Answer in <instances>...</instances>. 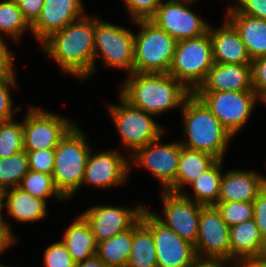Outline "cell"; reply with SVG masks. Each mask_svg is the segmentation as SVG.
<instances>
[{"mask_svg": "<svg viewBox=\"0 0 266 267\" xmlns=\"http://www.w3.org/2000/svg\"><path fill=\"white\" fill-rule=\"evenodd\" d=\"M28 155L29 169L52 175L54 167V149H42L26 151Z\"/></svg>", "mask_w": 266, "mask_h": 267, "instance_id": "obj_36", "label": "cell"}, {"mask_svg": "<svg viewBox=\"0 0 266 267\" xmlns=\"http://www.w3.org/2000/svg\"><path fill=\"white\" fill-rule=\"evenodd\" d=\"M24 150L23 121L13 119L0 122V158H8Z\"/></svg>", "mask_w": 266, "mask_h": 267, "instance_id": "obj_33", "label": "cell"}, {"mask_svg": "<svg viewBox=\"0 0 266 267\" xmlns=\"http://www.w3.org/2000/svg\"><path fill=\"white\" fill-rule=\"evenodd\" d=\"M144 209L142 204H138L134 209L99 205L86 210L82 215L99 243L130 229L140 219Z\"/></svg>", "mask_w": 266, "mask_h": 267, "instance_id": "obj_16", "label": "cell"}, {"mask_svg": "<svg viewBox=\"0 0 266 267\" xmlns=\"http://www.w3.org/2000/svg\"><path fill=\"white\" fill-rule=\"evenodd\" d=\"M190 0H168L159 3L150 19L177 42L200 37L208 32L209 25L188 8Z\"/></svg>", "mask_w": 266, "mask_h": 267, "instance_id": "obj_12", "label": "cell"}, {"mask_svg": "<svg viewBox=\"0 0 266 267\" xmlns=\"http://www.w3.org/2000/svg\"><path fill=\"white\" fill-rule=\"evenodd\" d=\"M75 267H108L104 262H102L96 255L90 259L83 262H78Z\"/></svg>", "mask_w": 266, "mask_h": 267, "instance_id": "obj_46", "label": "cell"}, {"mask_svg": "<svg viewBox=\"0 0 266 267\" xmlns=\"http://www.w3.org/2000/svg\"><path fill=\"white\" fill-rule=\"evenodd\" d=\"M238 263V264H237ZM235 267H266V261L264 259L254 260H241L236 262Z\"/></svg>", "mask_w": 266, "mask_h": 267, "instance_id": "obj_47", "label": "cell"}, {"mask_svg": "<svg viewBox=\"0 0 266 267\" xmlns=\"http://www.w3.org/2000/svg\"><path fill=\"white\" fill-rule=\"evenodd\" d=\"M233 6L238 12L266 20V0H237Z\"/></svg>", "mask_w": 266, "mask_h": 267, "instance_id": "obj_40", "label": "cell"}, {"mask_svg": "<svg viewBox=\"0 0 266 267\" xmlns=\"http://www.w3.org/2000/svg\"><path fill=\"white\" fill-rule=\"evenodd\" d=\"M13 52L7 49L2 37H0V78L14 77Z\"/></svg>", "mask_w": 266, "mask_h": 267, "instance_id": "obj_43", "label": "cell"}, {"mask_svg": "<svg viewBox=\"0 0 266 267\" xmlns=\"http://www.w3.org/2000/svg\"><path fill=\"white\" fill-rule=\"evenodd\" d=\"M194 247L197 257L230 261V227L214 206L201 209Z\"/></svg>", "mask_w": 266, "mask_h": 267, "instance_id": "obj_13", "label": "cell"}, {"mask_svg": "<svg viewBox=\"0 0 266 267\" xmlns=\"http://www.w3.org/2000/svg\"><path fill=\"white\" fill-rule=\"evenodd\" d=\"M81 0H45L38 19L31 25V31L39 42L83 16Z\"/></svg>", "mask_w": 266, "mask_h": 267, "instance_id": "obj_18", "label": "cell"}, {"mask_svg": "<svg viewBox=\"0 0 266 267\" xmlns=\"http://www.w3.org/2000/svg\"><path fill=\"white\" fill-rule=\"evenodd\" d=\"M223 160H217L209 169L200 174L190 185L194 190V202L203 206H214L218 203L220 183L222 179L221 164Z\"/></svg>", "mask_w": 266, "mask_h": 267, "instance_id": "obj_29", "label": "cell"}, {"mask_svg": "<svg viewBox=\"0 0 266 267\" xmlns=\"http://www.w3.org/2000/svg\"><path fill=\"white\" fill-rule=\"evenodd\" d=\"M75 264L62 241L52 244L45 250V267H75Z\"/></svg>", "mask_w": 266, "mask_h": 267, "instance_id": "obj_35", "label": "cell"}, {"mask_svg": "<svg viewBox=\"0 0 266 267\" xmlns=\"http://www.w3.org/2000/svg\"><path fill=\"white\" fill-rule=\"evenodd\" d=\"M253 214L261 236L266 242V186L253 201Z\"/></svg>", "mask_w": 266, "mask_h": 267, "instance_id": "obj_39", "label": "cell"}, {"mask_svg": "<svg viewBox=\"0 0 266 267\" xmlns=\"http://www.w3.org/2000/svg\"><path fill=\"white\" fill-rule=\"evenodd\" d=\"M130 162L116 150L101 151L88 157L83 183L96 187L117 186L126 181Z\"/></svg>", "mask_w": 266, "mask_h": 267, "instance_id": "obj_17", "label": "cell"}, {"mask_svg": "<svg viewBox=\"0 0 266 267\" xmlns=\"http://www.w3.org/2000/svg\"><path fill=\"white\" fill-rule=\"evenodd\" d=\"M252 87L256 94L266 88V56L253 59L251 62Z\"/></svg>", "mask_w": 266, "mask_h": 267, "instance_id": "obj_41", "label": "cell"}, {"mask_svg": "<svg viewBox=\"0 0 266 267\" xmlns=\"http://www.w3.org/2000/svg\"><path fill=\"white\" fill-rule=\"evenodd\" d=\"M212 43L209 31L196 38L177 42L169 75L194 92L213 66Z\"/></svg>", "mask_w": 266, "mask_h": 267, "instance_id": "obj_6", "label": "cell"}, {"mask_svg": "<svg viewBox=\"0 0 266 267\" xmlns=\"http://www.w3.org/2000/svg\"><path fill=\"white\" fill-rule=\"evenodd\" d=\"M233 136L249 119L257 101L255 91L193 92Z\"/></svg>", "mask_w": 266, "mask_h": 267, "instance_id": "obj_10", "label": "cell"}, {"mask_svg": "<svg viewBox=\"0 0 266 267\" xmlns=\"http://www.w3.org/2000/svg\"><path fill=\"white\" fill-rule=\"evenodd\" d=\"M45 0H16L25 19L32 25L39 17Z\"/></svg>", "mask_w": 266, "mask_h": 267, "instance_id": "obj_42", "label": "cell"}, {"mask_svg": "<svg viewBox=\"0 0 266 267\" xmlns=\"http://www.w3.org/2000/svg\"><path fill=\"white\" fill-rule=\"evenodd\" d=\"M226 19L240 34L251 60L266 56V20L251 17L229 7Z\"/></svg>", "mask_w": 266, "mask_h": 267, "instance_id": "obj_23", "label": "cell"}, {"mask_svg": "<svg viewBox=\"0 0 266 267\" xmlns=\"http://www.w3.org/2000/svg\"><path fill=\"white\" fill-rule=\"evenodd\" d=\"M208 31L211 37L214 63L251 64L252 60L240 34L227 19L223 27L212 30L209 26Z\"/></svg>", "mask_w": 266, "mask_h": 267, "instance_id": "obj_20", "label": "cell"}, {"mask_svg": "<svg viewBox=\"0 0 266 267\" xmlns=\"http://www.w3.org/2000/svg\"><path fill=\"white\" fill-rule=\"evenodd\" d=\"M254 91L251 64L214 63L194 92Z\"/></svg>", "mask_w": 266, "mask_h": 267, "instance_id": "obj_19", "label": "cell"}, {"mask_svg": "<svg viewBox=\"0 0 266 267\" xmlns=\"http://www.w3.org/2000/svg\"><path fill=\"white\" fill-rule=\"evenodd\" d=\"M226 262V263H225ZM229 261L218 258L197 257L190 267H224Z\"/></svg>", "mask_w": 266, "mask_h": 267, "instance_id": "obj_44", "label": "cell"}, {"mask_svg": "<svg viewBox=\"0 0 266 267\" xmlns=\"http://www.w3.org/2000/svg\"><path fill=\"white\" fill-rule=\"evenodd\" d=\"M74 125L75 122H69L58 114L30 107L23 120L24 150L55 149Z\"/></svg>", "mask_w": 266, "mask_h": 267, "instance_id": "obj_11", "label": "cell"}, {"mask_svg": "<svg viewBox=\"0 0 266 267\" xmlns=\"http://www.w3.org/2000/svg\"><path fill=\"white\" fill-rule=\"evenodd\" d=\"M29 170L28 155L25 150L8 158H0V184L6 189L17 187Z\"/></svg>", "mask_w": 266, "mask_h": 267, "instance_id": "obj_31", "label": "cell"}, {"mask_svg": "<svg viewBox=\"0 0 266 267\" xmlns=\"http://www.w3.org/2000/svg\"><path fill=\"white\" fill-rule=\"evenodd\" d=\"M15 83V77L0 78V122L13 119V114L20 110L12 106L9 92V87L16 86Z\"/></svg>", "mask_w": 266, "mask_h": 267, "instance_id": "obj_37", "label": "cell"}, {"mask_svg": "<svg viewBox=\"0 0 266 267\" xmlns=\"http://www.w3.org/2000/svg\"><path fill=\"white\" fill-rule=\"evenodd\" d=\"M214 207L229 227L254 219L253 202H218Z\"/></svg>", "mask_w": 266, "mask_h": 267, "instance_id": "obj_34", "label": "cell"}, {"mask_svg": "<svg viewBox=\"0 0 266 267\" xmlns=\"http://www.w3.org/2000/svg\"><path fill=\"white\" fill-rule=\"evenodd\" d=\"M77 217L65 231L62 240L75 263L95 256L98 245L88 221L82 214Z\"/></svg>", "mask_w": 266, "mask_h": 267, "instance_id": "obj_24", "label": "cell"}, {"mask_svg": "<svg viewBox=\"0 0 266 267\" xmlns=\"http://www.w3.org/2000/svg\"><path fill=\"white\" fill-rule=\"evenodd\" d=\"M94 35L95 18L84 15L50 35L42 47L63 72L84 80L94 73Z\"/></svg>", "mask_w": 266, "mask_h": 267, "instance_id": "obj_1", "label": "cell"}, {"mask_svg": "<svg viewBox=\"0 0 266 267\" xmlns=\"http://www.w3.org/2000/svg\"><path fill=\"white\" fill-rule=\"evenodd\" d=\"M266 186V177L255 171L231 170L222 175L218 202H253Z\"/></svg>", "mask_w": 266, "mask_h": 267, "instance_id": "obj_21", "label": "cell"}, {"mask_svg": "<svg viewBox=\"0 0 266 267\" xmlns=\"http://www.w3.org/2000/svg\"><path fill=\"white\" fill-rule=\"evenodd\" d=\"M161 0H124L133 15V21L150 20L156 13Z\"/></svg>", "mask_w": 266, "mask_h": 267, "instance_id": "obj_38", "label": "cell"}, {"mask_svg": "<svg viewBox=\"0 0 266 267\" xmlns=\"http://www.w3.org/2000/svg\"><path fill=\"white\" fill-rule=\"evenodd\" d=\"M25 29H32L25 19L16 0H3L0 2V37L1 33L19 40Z\"/></svg>", "mask_w": 266, "mask_h": 267, "instance_id": "obj_30", "label": "cell"}, {"mask_svg": "<svg viewBox=\"0 0 266 267\" xmlns=\"http://www.w3.org/2000/svg\"><path fill=\"white\" fill-rule=\"evenodd\" d=\"M134 22L141 27L134 34V72L168 73L177 41L151 20Z\"/></svg>", "mask_w": 266, "mask_h": 267, "instance_id": "obj_5", "label": "cell"}, {"mask_svg": "<svg viewBox=\"0 0 266 267\" xmlns=\"http://www.w3.org/2000/svg\"><path fill=\"white\" fill-rule=\"evenodd\" d=\"M160 137L139 148L133 155L138 165L147 168L167 190L176 180L181 143H160Z\"/></svg>", "mask_w": 266, "mask_h": 267, "instance_id": "obj_15", "label": "cell"}, {"mask_svg": "<svg viewBox=\"0 0 266 267\" xmlns=\"http://www.w3.org/2000/svg\"><path fill=\"white\" fill-rule=\"evenodd\" d=\"M121 105H111L110 113L119 131L122 143L133 155L139 148L162 136L164 130L150 113L131 106L120 96Z\"/></svg>", "mask_w": 266, "mask_h": 267, "instance_id": "obj_7", "label": "cell"}, {"mask_svg": "<svg viewBox=\"0 0 266 267\" xmlns=\"http://www.w3.org/2000/svg\"><path fill=\"white\" fill-rule=\"evenodd\" d=\"M94 72L97 56L104 64L134 73V33L127 28L103 22L95 18Z\"/></svg>", "mask_w": 266, "mask_h": 267, "instance_id": "obj_8", "label": "cell"}, {"mask_svg": "<svg viewBox=\"0 0 266 267\" xmlns=\"http://www.w3.org/2000/svg\"><path fill=\"white\" fill-rule=\"evenodd\" d=\"M133 244V226L110 239L100 241L96 256L108 267H126Z\"/></svg>", "mask_w": 266, "mask_h": 267, "instance_id": "obj_27", "label": "cell"}, {"mask_svg": "<svg viewBox=\"0 0 266 267\" xmlns=\"http://www.w3.org/2000/svg\"><path fill=\"white\" fill-rule=\"evenodd\" d=\"M141 222L152 232L157 267H190L195 261L194 245L161 223L149 210H143Z\"/></svg>", "mask_w": 266, "mask_h": 267, "instance_id": "obj_9", "label": "cell"}, {"mask_svg": "<svg viewBox=\"0 0 266 267\" xmlns=\"http://www.w3.org/2000/svg\"><path fill=\"white\" fill-rule=\"evenodd\" d=\"M256 99L262 100L264 103H266V88L261 89V90L256 94Z\"/></svg>", "mask_w": 266, "mask_h": 267, "instance_id": "obj_49", "label": "cell"}, {"mask_svg": "<svg viewBox=\"0 0 266 267\" xmlns=\"http://www.w3.org/2000/svg\"><path fill=\"white\" fill-rule=\"evenodd\" d=\"M265 257L266 242L254 219L230 227V261L235 263Z\"/></svg>", "mask_w": 266, "mask_h": 267, "instance_id": "obj_22", "label": "cell"}, {"mask_svg": "<svg viewBox=\"0 0 266 267\" xmlns=\"http://www.w3.org/2000/svg\"><path fill=\"white\" fill-rule=\"evenodd\" d=\"M217 160L209 153L192 150L181 145L176 180L167 190L183 193V186L194 182L200 174L209 169Z\"/></svg>", "mask_w": 266, "mask_h": 267, "instance_id": "obj_25", "label": "cell"}, {"mask_svg": "<svg viewBox=\"0 0 266 267\" xmlns=\"http://www.w3.org/2000/svg\"><path fill=\"white\" fill-rule=\"evenodd\" d=\"M163 207L165 221L158 214L154 213V215L182 239L195 245L198 236L199 217L204 206L190 200V197L184 193L165 190L163 192Z\"/></svg>", "mask_w": 266, "mask_h": 267, "instance_id": "obj_14", "label": "cell"}, {"mask_svg": "<svg viewBox=\"0 0 266 267\" xmlns=\"http://www.w3.org/2000/svg\"><path fill=\"white\" fill-rule=\"evenodd\" d=\"M181 110L185 142L183 147L203 151L223 160L228 142L233 137L211 112L206 104L191 93L184 101Z\"/></svg>", "mask_w": 266, "mask_h": 267, "instance_id": "obj_3", "label": "cell"}, {"mask_svg": "<svg viewBox=\"0 0 266 267\" xmlns=\"http://www.w3.org/2000/svg\"><path fill=\"white\" fill-rule=\"evenodd\" d=\"M126 267H157L152 232L141 222V217L133 225V244Z\"/></svg>", "mask_w": 266, "mask_h": 267, "instance_id": "obj_28", "label": "cell"}, {"mask_svg": "<svg viewBox=\"0 0 266 267\" xmlns=\"http://www.w3.org/2000/svg\"><path fill=\"white\" fill-rule=\"evenodd\" d=\"M53 181L57 190L67 199L82 185L90 147L84 132L74 125L54 149Z\"/></svg>", "mask_w": 266, "mask_h": 267, "instance_id": "obj_4", "label": "cell"}, {"mask_svg": "<svg viewBox=\"0 0 266 267\" xmlns=\"http://www.w3.org/2000/svg\"><path fill=\"white\" fill-rule=\"evenodd\" d=\"M130 76L125 80L120 96L131 106L152 115L182 107L192 93L168 73L134 72Z\"/></svg>", "mask_w": 266, "mask_h": 267, "instance_id": "obj_2", "label": "cell"}, {"mask_svg": "<svg viewBox=\"0 0 266 267\" xmlns=\"http://www.w3.org/2000/svg\"><path fill=\"white\" fill-rule=\"evenodd\" d=\"M5 205L10 216L21 222H35L46 216V202L27 193L19 186L6 190Z\"/></svg>", "mask_w": 266, "mask_h": 267, "instance_id": "obj_26", "label": "cell"}, {"mask_svg": "<svg viewBox=\"0 0 266 267\" xmlns=\"http://www.w3.org/2000/svg\"><path fill=\"white\" fill-rule=\"evenodd\" d=\"M19 187L32 196L44 200L55 195L58 200H65L55 187L53 177L50 174L29 170L23 177Z\"/></svg>", "mask_w": 266, "mask_h": 267, "instance_id": "obj_32", "label": "cell"}, {"mask_svg": "<svg viewBox=\"0 0 266 267\" xmlns=\"http://www.w3.org/2000/svg\"><path fill=\"white\" fill-rule=\"evenodd\" d=\"M10 227H0V254L16 241Z\"/></svg>", "mask_w": 266, "mask_h": 267, "instance_id": "obj_45", "label": "cell"}, {"mask_svg": "<svg viewBox=\"0 0 266 267\" xmlns=\"http://www.w3.org/2000/svg\"><path fill=\"white\" fill-rule=\"evenodd\" d=\"M4 205H0V227H10L6 221L3 220V216L1 214V209H3Z\"/></svg>", "mask_w": 266, "mask_h": 267, "instance_id": "obj_50", "label": "cell"}, {"mask_svg": "<svg viewBox=\"0 0 266 267\" xmlns=\"http://www.w3.org/2000/svg\"><path fill=\"white\" fill-rule=\"evenodd\" d=\"M6 188L0 184V205H5Z\"/></svg>", "mask_w": 266, "mask_h": 267, "instance_id": "obj_48", "label": "cell"}]
</instances>
